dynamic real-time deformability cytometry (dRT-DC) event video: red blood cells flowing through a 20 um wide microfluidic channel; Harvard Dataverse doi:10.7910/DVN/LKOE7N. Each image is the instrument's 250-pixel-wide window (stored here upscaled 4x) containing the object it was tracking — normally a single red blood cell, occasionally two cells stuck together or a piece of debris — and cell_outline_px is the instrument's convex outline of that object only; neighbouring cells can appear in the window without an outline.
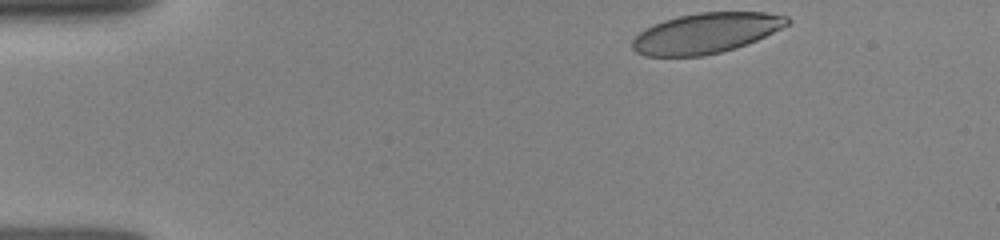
{"species": "human", "species_latin": "Homo sapiens", "temperature_condition": "room temperature", "stored_images_in_passage": 10, "camera_frame_rate_fps": 3000, "um_per_image_px": 0.085, "donor": {"sex": "female"}, "frame": {"image": 1, "passage_image": 1, "time_ms": 0.0, "image_size_px": [1000, 240], "cell_outline_px": [[792, 20], [788, 24], [756, 40], [736, 48], [704, 56], [644, 56], [636, 52], [632, 48], [632, 40], [644, 28], [664, 20], [680, 16], [700, 12], [764, 12], [788, 16]], "centroid_in_image_um": [59.99, 2.82], "position_along_channel_um": 25.0, "area_um2": 36.24}}
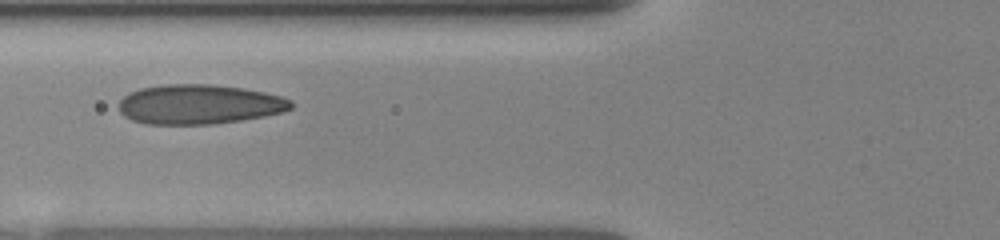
{"frame": {"image": 2, "passage_image": 7, "time_ms": 4.0, "image_size_px": [1000, 240], "cell_outline_px": [[292, 108], [280, 112], [264, 116], [240, 120], [212, 124], [144, 124], [132, 120], [124, 116], [120, 112], [120, 100], [124, 96], [140, 88], [164, 84], [208, 84], [244, 88], [264, 92], [280, 96], [292, 100]], "centroid_in_image_um": [16.92, 8.87], "position_along_channel_um": 108.9, "area_um2": 39.65}}
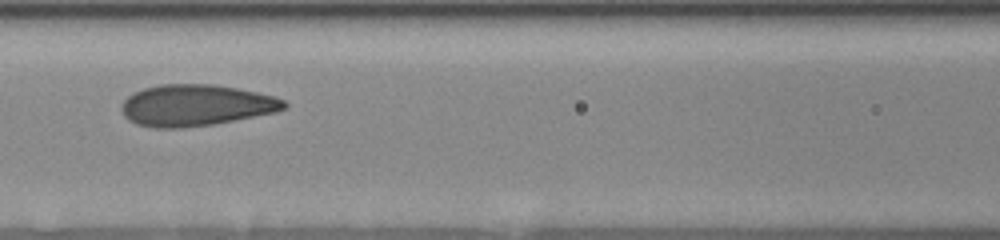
{"frame": {"image": 3, "passage_image": 9, "time_ms": 5.0, "image_size_px": [1000, 240], "cell_outline_px": [[288, 108], [276, 112], [212, 124], [180, 128], [152, 128], [136, 124], [128, 120], [124, 116], [120, 108], [124, 100], [132, 92], [144, 88], [160, 84], [212, 84], [236, 88], [276, 96], [284, 100], [288, 104]], "centroid_in_image_um": [16.63, 8.95], "position_along_channel_um": 150.0, "area_um2": 39.42}}